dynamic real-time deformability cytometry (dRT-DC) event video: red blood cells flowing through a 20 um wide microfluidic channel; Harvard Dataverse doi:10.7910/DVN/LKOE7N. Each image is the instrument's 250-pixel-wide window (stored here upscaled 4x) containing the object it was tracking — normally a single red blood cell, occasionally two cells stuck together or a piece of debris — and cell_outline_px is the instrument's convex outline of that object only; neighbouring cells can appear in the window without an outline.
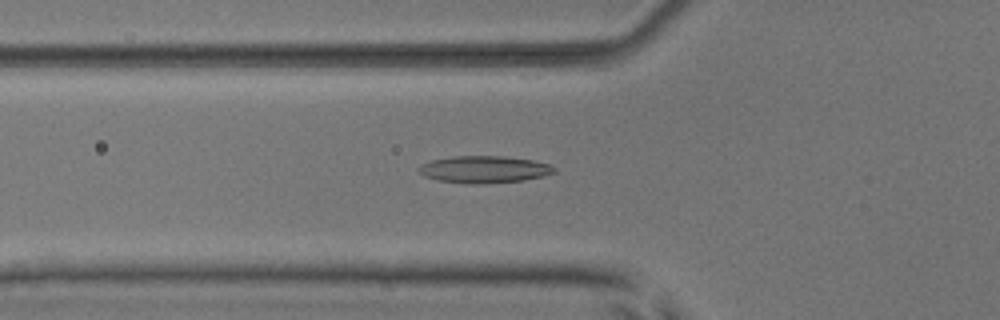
{"species": "common noctule bat (a hibernating species)", "species_latin": "Nyctalus noctula", "temperature_condition": "room temperature", "stored_images_in_passage": 53, "camera_frame_rate_fps": 3000, "um_per_image_px": 0.085, "animal": {"sex": "male", "body_mass_g": 17.9, "forearm_length_mm": 54.2}, "frame": {"image": 1, "passage_image": 19, "time_ms": 6.0, "image_size_px": [1000, 320], "cell_outline_px": [[556, 172], [544, 176], [524, 180], [480, 184], [468, 184], [436, 180], [424, 176], [416, 168], [432, 160], [452, 156], [504, 156], [532, 160], [548, 164], [556, 168]], "centroid_in_image_um": [41.16, 14.4], "position_along_channel_um": 84.6, "area_um2": 21.39}}
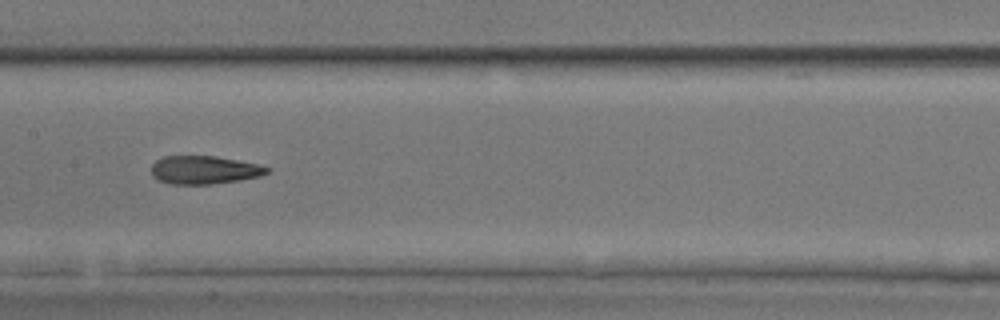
{"frame": {"image": 2, "passage_image": 27, "time_ms": 8.667, "image_size_px": [1000, 320], "cell_outline_px": [[272, 168], [268, 172], [260, 176], [240, 180], [212, 184], [168, 184], [152, 176], [152, 164], [156, 160], [164, 156], [216, 156], [260, 164]], "centroid_in_image_um": [17.38, 14.44], "position_along_channel_um": 190.0, "area_um2": 19.13}}
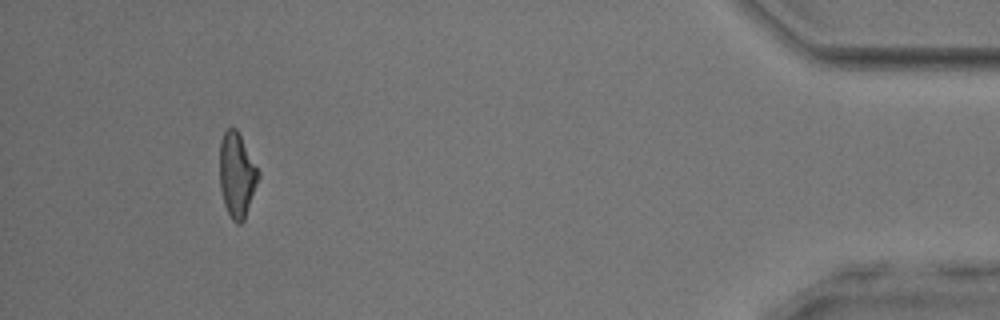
{"frame": {"image": 3, "passage_image": 49, "time_ms": 16.0, "image_size_px": [1000, 320], "cell_outline_px": [[260, 176], [244, 220], [240, 224], [236, 224], [232, 220], [224, 204], [220, 188], [220, 140], [224, 132], [228, 128], [236, 128], [260, 172]], "centroid_in_image_um": [20.13, 14.88], "position_along_channel_um": 415.1, "area_um2": 19.02}, "authors_computed_cell_mechanics": {"area_um2": 19.5364, "velocity_mm_per_s": 3.9404, "shape_relaxation_time_tau1_ms": null, "shape_relaxation_time_tau2_ms": 3.2117, "deformation_change_tau1": null, "deformation_change_tau2": 0.1324}}